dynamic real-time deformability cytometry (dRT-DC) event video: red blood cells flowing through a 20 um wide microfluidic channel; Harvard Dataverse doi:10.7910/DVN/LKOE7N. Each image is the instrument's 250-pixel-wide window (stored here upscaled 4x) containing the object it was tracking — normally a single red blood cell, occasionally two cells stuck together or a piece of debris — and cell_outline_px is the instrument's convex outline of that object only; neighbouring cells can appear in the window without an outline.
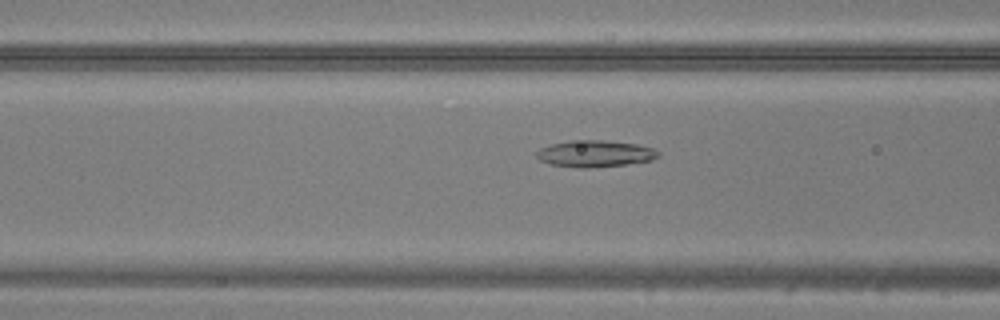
{"species": "common noctule bat (a hibernating species)", "species_latin": "Nyctalus noctula", "temperature_condition": "warm", "stored_images_in_passage": 49, "camera_frame_rate_fps": 3000, "um_per_image_px": 0.085, "animal": {"sex": "male", "body_mass_g": 20.5, "forearm_length_mm": 52.5}, "frame": {"image": 1, "passage_image": 20, "time_ms": 6.333, "image_size_px": [1000, 320], "cell_outline_px": [[660, 156], [652, 160], [624, 164], [588, 168], [576, 168], [548, 164], [540, 160], [536, 156], [536, 152], [540, 148], [552, 144], [568, 140], [604, 140], [636, 144], [652, 148], [660, 152]], "centroid_in_image_um": [50.55, 13.06], "position_along_channel_um": 116.1, "area_um2": 18.96}}
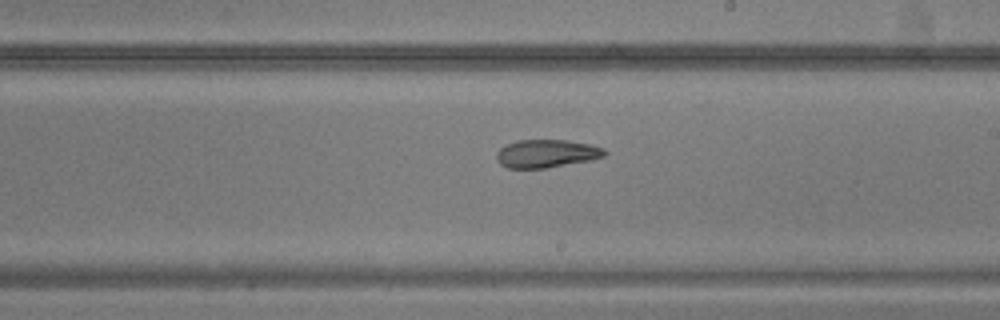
{"frame": {"image": 2, "passage_image": 29, "time_ms": 9.333, "image_size_px": [1000, 320], "cell_outline_px": [[608, 152], [604, 156], [592, 160], [544, 168], [508, 168], [500, 164], [496, 160], [496, 152], [504, 144], [520, 140], [564, 140], [588, 144], [604, 148]], "centroid_in_image_um": [46.43, 13.05], "position_along_channel_um": 242.6, "area_um2": 17.69}}
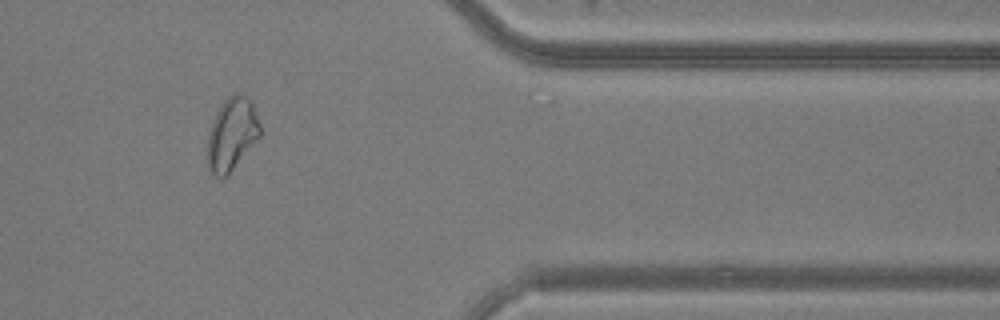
{"frame": {"image": 3, "passage_image": 41, "time_ms": 13.333, "image_size_px": [1000, 320], "cell_outline_px": [[260, 136], [228, 176], [216, 176], [208, 168], [208, 136], [216, 112], [220, 104], [232, 92], [236, 92], [252, 100], [260, 124]], "centroid_in_image_um": [19.72, 11.37], "position_along_channel_um": 391.7, "area_um2": 22.25}}